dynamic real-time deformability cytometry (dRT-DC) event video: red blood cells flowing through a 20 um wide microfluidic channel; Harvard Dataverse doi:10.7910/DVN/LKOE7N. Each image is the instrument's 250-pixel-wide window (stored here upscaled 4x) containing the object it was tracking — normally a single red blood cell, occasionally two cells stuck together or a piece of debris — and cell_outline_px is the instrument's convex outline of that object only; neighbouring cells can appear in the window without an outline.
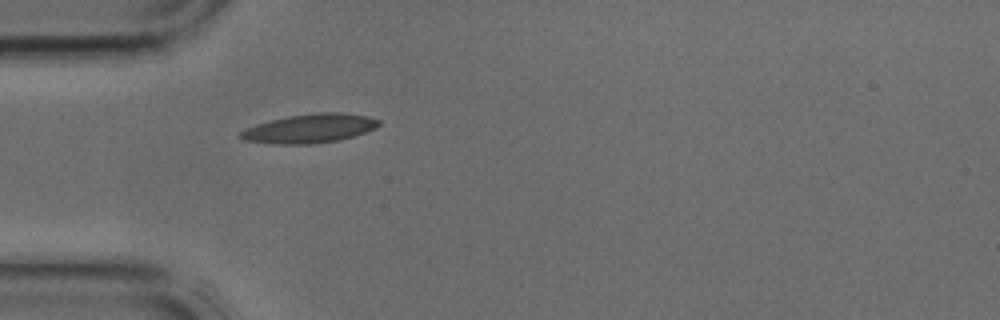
{"species": "common noctule bat (a hibernating species)", "species_latin": "Nyctalus noctula", "temperature_condition": "cold", "stored_images_in_passage": 27, "camera_frame_rate_fps": 3000, "um_per_image_px": 0.085, "animal": {"sex": "male", "body_mass_g": 17.9, "forearm_length_mm": 54.2}, "frame": {"image": 1, "passage_image": 1, "time_ms": 0.0, "image_size_px": [1000, 320], "cell_outline_px": [[380, 124], [376, 128], [340, 140], [308, 144], [272, 144], [244, 140], [236, 136], [244, 128], [256, 124], [288, 116], [320, 112], [340, 112], [368, 116], [380, 120]], "centroid_in_image_um": [26.29, 10.92], "position_along_channel_um": 58.7, "area_um2": 23.35}}